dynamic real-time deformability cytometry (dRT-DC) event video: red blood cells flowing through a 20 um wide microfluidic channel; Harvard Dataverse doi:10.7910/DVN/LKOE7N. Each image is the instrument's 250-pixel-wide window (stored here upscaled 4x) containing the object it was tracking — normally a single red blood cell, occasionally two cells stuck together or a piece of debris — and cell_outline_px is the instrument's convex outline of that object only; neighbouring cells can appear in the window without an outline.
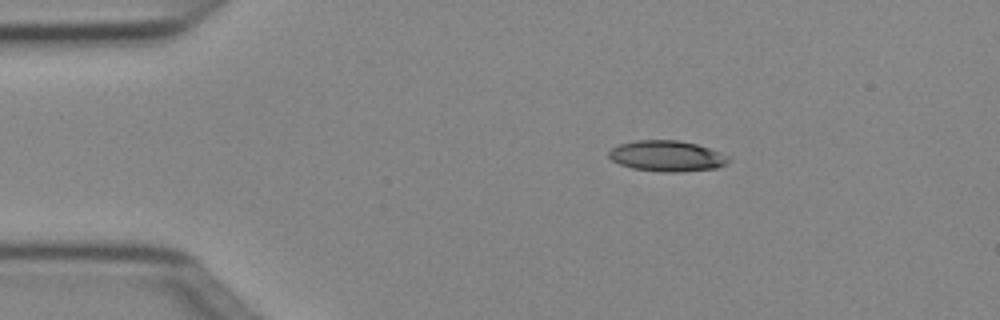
{"species": "Egyptian fruit bat (a non-hibernating species)", "species_latin": "Rousettus aegyptiacus", "temperature_condition": "cold", "stored_images_in_passage": 4, "camera_frame_rate_fps": 3000, "um_per_image_px": 0.085, "animal": {"sex": "female"}, "frame": {"image": 1, "passage_image": 1, "time_ms": 0.0, "image_size_px": [1000, 320], "cell_outline_px": [[732, 160], [728, 164], [716, 168], [680, 172], [660, 172], [632, 168], [620, 164], [612, 160], [608, 156], [608, 152], [612, 148], [620, 144], [636, 140], [676, 140], [696, 144], [720, 152], [728, 156]], "centroid_in_image_um": [56.71, 13.27], "position_along_channel_um": 28.3, "area_um2": 21.56}}
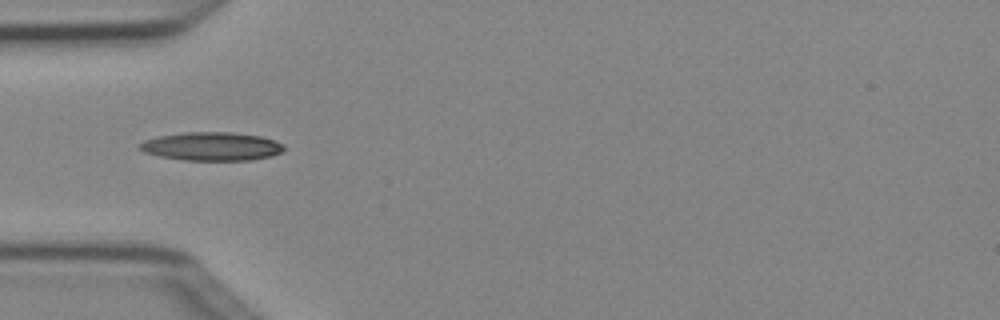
{"frame": {"image": 2, "passage_image": 3, "time_ms": 0.667, "image_size_px": [1000, 320], "cell_outline_px": [[284, 148], [280, 152], [272, 156], [252, 160], [184, 160], [160, 156], [144, 152], [136, 148], [144, 140], [160, 136], [184, 132], [232, 132], [260, 136], [276, 140], [284, 144]], "centroid_in_image_um": [18.0, 12.44], "position_along_channel_um": 67.0, "area_um2": 23.99}}
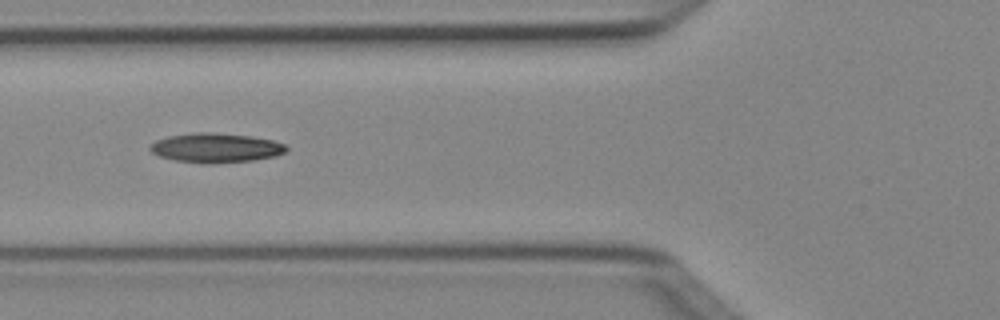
{"frame": {"image": 3, "passage_image": 4, "time_ms": 1.0, "image_size_px": [1000, 320], "cell_outline_px": [[288, 148], [284, 152], [276, 156], [252, 160], [212, 164], [176, 160], [160, 156], [152, 152], [148, 148], [156, 140], [168, 136], [192, 132], [212, 132], [252, 136], [272, 140], [284, 144]], "centroid_in_image_um": [18.34, 12.55], "position_along_channel_um": 107.5, "area_um2": 23.29}}